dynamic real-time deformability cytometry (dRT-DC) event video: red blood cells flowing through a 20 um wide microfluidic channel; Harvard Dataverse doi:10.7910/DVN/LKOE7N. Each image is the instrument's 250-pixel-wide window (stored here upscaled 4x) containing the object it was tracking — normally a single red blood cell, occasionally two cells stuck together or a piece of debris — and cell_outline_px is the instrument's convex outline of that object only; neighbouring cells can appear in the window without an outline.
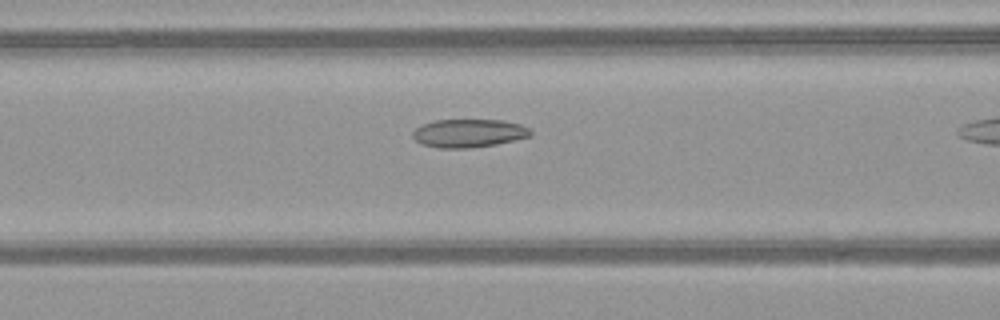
{"species": "common noctule bat (a hibernating species)", "species_latin": "Nyctalus noctula", "temperature_condition": "warm", "stored_images_in_passage": 17, "camera_frame_rate_fps": 3000, "um_per_image_px": 0.085, "animal": {"sex": "female", "body_mass_g": 21.9}, "frame": {"image": 1, "passage_image": 15, "time_ms": 4.667, "image_size_px": [1000, 320], "cell_outline_px": [[532, 136], [496, 144], [468, 148], [440, 148], [420, 144], [412, 136], [412, 132], [416, 128], [424, 124], [436, 120], [504, 120], [520, 124], [528, 128], [532, 132]], "centroid_in_image_um": [39.85, 11.32], "position_along_channel_um": 126.8, "area_um2": 19.36}}